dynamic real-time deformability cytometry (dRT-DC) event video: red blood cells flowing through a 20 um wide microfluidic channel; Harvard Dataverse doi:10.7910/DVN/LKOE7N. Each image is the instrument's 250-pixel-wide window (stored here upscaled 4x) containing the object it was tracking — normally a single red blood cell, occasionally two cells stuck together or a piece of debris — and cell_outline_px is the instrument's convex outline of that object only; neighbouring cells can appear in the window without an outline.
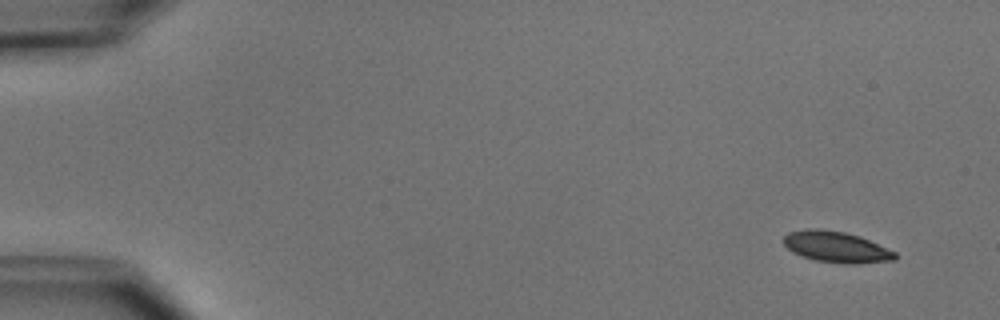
{"species": "common noctule bat (a hibernating species)", "species_latin": "Nyctalus noctula", "temperature_condition": "cold", "stored_images_in_passage": 5, "camera_frame_rate_fps": 3000, "um_per_image_px": 0.085, "animal": {"sex": "male", "body_mass_g": 15.6}, "frame": {"image": 1, "passage_image": 1, "time_ms": 0.0, "image_size_px": [1000, 320], "cell_outline_px": [[896, 260], [856, 264], [844, 264], [816, 260], [792, 252], [784, 244], [784, 236], [788, 232], [808, 228], [820, 228], [844, 232], [860, 236], [896, 252]], "centroid_in_image_um": [71.09, 20.99], "position_along_channel_um": 13.9, "area_um2": 20.17}}
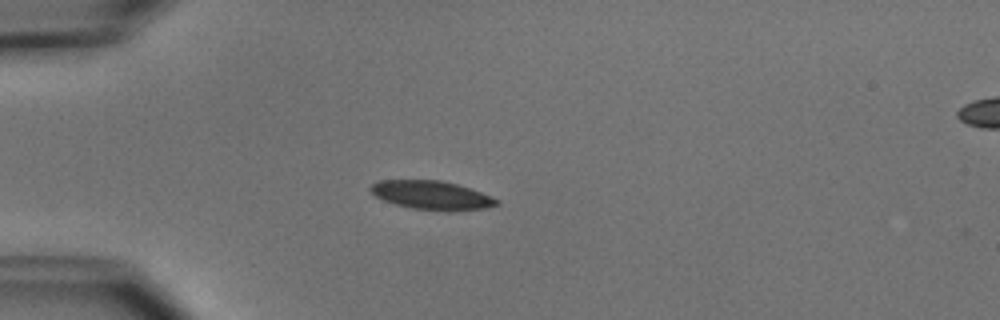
{"frame": {"image": 2, "passage_image": 4, "time_ms": 3.667, "image_size_px": [1000, 320], "cell_outline_px": [[500, 204], [484, 208], [452, 212], [448, 212], [412, 208], [396, 204], [384, 200], [376, 196], [368, 188], [372, 184], [380, 180], [440, 180], [456, 184], [480, 192], [500, 200]], "centroid_in_image_um": [36.71, 16.6], "position_along_channel_um": 48.3, "area_um2": 21.1}}